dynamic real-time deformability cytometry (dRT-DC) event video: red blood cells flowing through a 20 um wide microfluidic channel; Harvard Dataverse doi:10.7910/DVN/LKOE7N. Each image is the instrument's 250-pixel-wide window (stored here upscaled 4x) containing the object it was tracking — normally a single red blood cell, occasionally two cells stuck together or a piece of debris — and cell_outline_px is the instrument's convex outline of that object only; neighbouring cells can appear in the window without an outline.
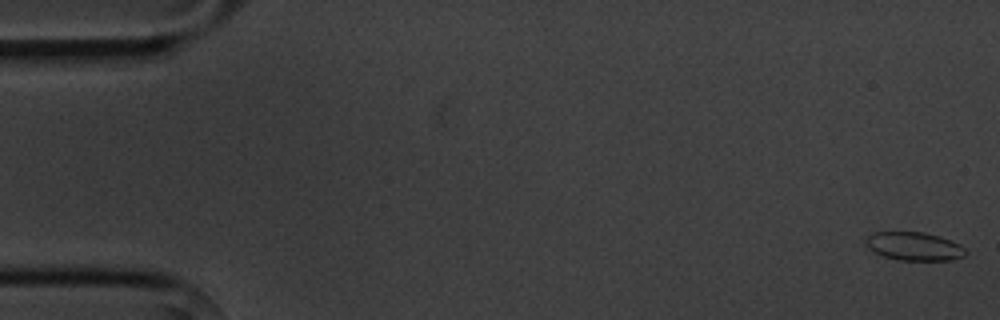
{"species": "common noctule bat (a hibernating species)", "species_latin": "Nyctalus noctula", "temperature_condition": "cold", "stored_images_in_passage": 4, "camera_frame_rate_fps": 3000, "um_per_image_px": 0.085, "animal": {"sex": "male", "body_mass_g": 20.1, "forearm_length_mm": 53.5}, "frame": {"image": 1, "passage_image": 1, "time_ms": 0.0, "image_size_px": [1000, 320], "cell_outline_px": [[968, 252], [964, 256], [952, 260], [896, 260], [884, 256], [868, 248], [864, 244], [864, 240], [872, 232], [924, 232], [940, 236], [952, 240], [960, 244]], "centroid_in_image_um": [77.71, 20.93], "position_along_channel_um": 7.3, "area_um2": 16.7}}